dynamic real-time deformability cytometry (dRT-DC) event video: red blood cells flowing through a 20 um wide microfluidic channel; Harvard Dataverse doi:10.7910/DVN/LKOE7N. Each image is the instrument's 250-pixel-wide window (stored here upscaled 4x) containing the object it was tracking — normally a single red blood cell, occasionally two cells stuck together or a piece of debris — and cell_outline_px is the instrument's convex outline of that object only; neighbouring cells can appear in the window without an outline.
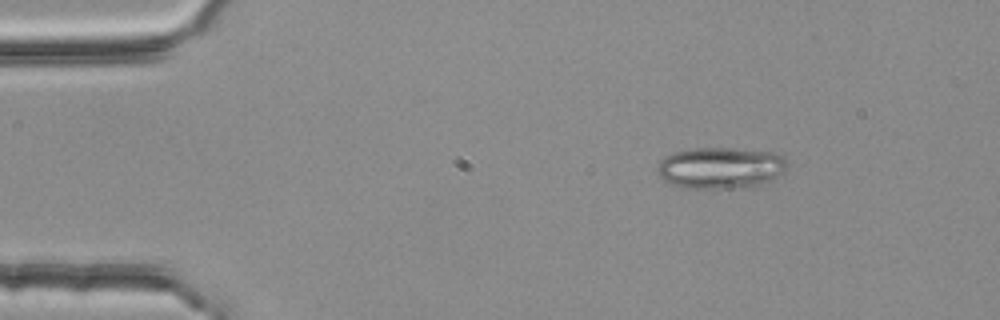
{"species": "common noctule bat (a hibernating species)", "species_latin": "Nyctalus noctula", "temperature_condition": "room temperature", "stored_images_in_passage": 3, "camera_frame_rate_fps": 3000, "um_per_image_px": 0.085, "animal": {"sex": "female", "body_mass_g": 25.1}, "frame": {"image": 1, "passage_image": 1, "time_ms": 0.0, "image_size_px": [1000, 320], "cell_outline_px": [[788, 164], [784, 172], [768, 184], [752, 188], [692, 188], [672, 184], [656, 176], [656, 164], [660, 160], [676, 152], [696, 148], [732, 148], [780, 152], [784, 156]], "centroid_in_image_um": [61.33, 14.28], "position_along_channel_um": 23.7, "area_um2": 32.14}}